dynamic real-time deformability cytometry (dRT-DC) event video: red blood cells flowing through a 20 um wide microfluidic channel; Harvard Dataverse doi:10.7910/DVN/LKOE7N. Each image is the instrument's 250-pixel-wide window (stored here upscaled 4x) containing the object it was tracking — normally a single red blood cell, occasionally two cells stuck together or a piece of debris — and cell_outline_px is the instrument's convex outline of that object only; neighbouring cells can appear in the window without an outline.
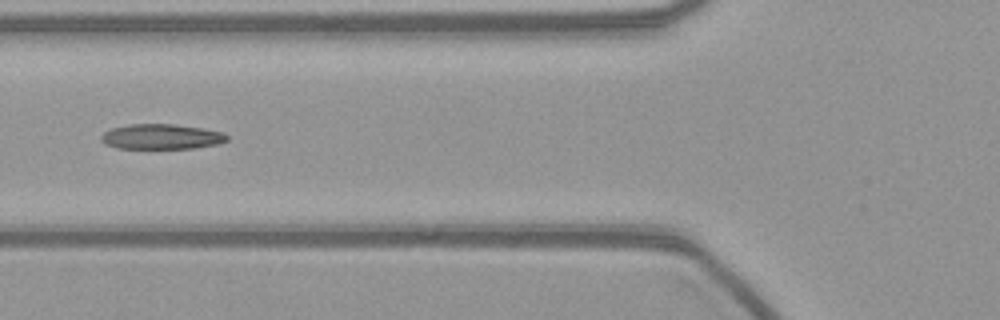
{"species": "common noctule bat (a hibernating species)", "species_latin": "Nyctalus noctula", "temperature_condition": "warm", "stored_images_in_passage": 14, "camera_frame_rate_fps": 3000, "um_per_image_px": 0.085, "animal": {"sex": "female", "body_mass_g": 21.9}, "frame": {"image": 1, "passage_image": 7, "time_ms": 2.0, "image_size_px": [1000, 320], "cell_outline_px": [[228, 140], [220, 144], [196, 148], [116, 148], [104, 144], [100, 140], [100, 136], [104, 132], [112, 128], [128, 124], [176, 124], [204, 128], [220, 132], [228, 136]], "centroid_in_image_um": [13.71, 11.61], "position_along_channel_um": 112.1, "area_um2": 18.61}}